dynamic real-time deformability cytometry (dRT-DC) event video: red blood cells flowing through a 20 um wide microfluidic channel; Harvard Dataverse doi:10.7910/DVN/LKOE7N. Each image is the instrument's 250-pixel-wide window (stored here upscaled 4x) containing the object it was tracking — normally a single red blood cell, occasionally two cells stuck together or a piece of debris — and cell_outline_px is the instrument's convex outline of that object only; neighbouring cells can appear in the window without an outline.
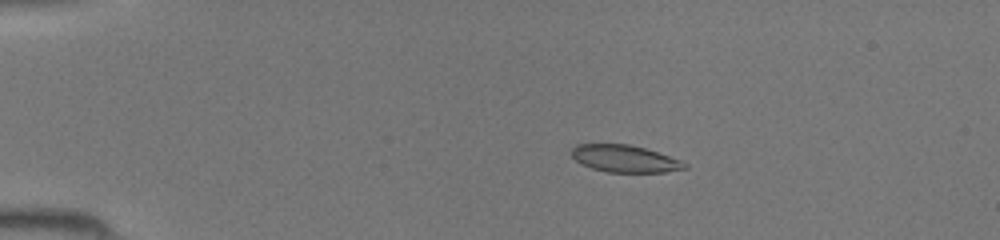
{"species": "common noctule bat (a hibernating species)", "species_latin": "Nyctalus noctula", "temperature_condition": "room temperature", "stored_images_in_passage": 46, "camera_frame_rate_fps": 3000, "um_per_image_px": 0.085, "animal": {"sex": "female", "body_mass_g": 19.5, "forearm_length_mm": 54.1}, "frame": {"image": 1, "passage_image": 9, "time_ms": 2.667, "image_size_px": [1000, 240], "cell_outline_px": [[688, 168], [664, 172], [608, 172], [592, 168], [580, 164], [568, 152], [576, 144], [628, 144], [644, 148], [680, 160], [688, 164]], "centroid_in_image_um": [53.06, 13.49], "position_along_channel_um": 31.9, "area_um2": 17.86}}
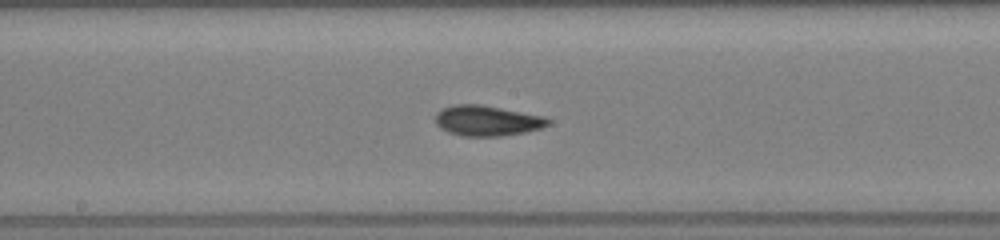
{"frame": {"image": 2, "passage_image": 25, "time_ms": 8.0, "image_size_px": [1000, 240], "cell_outline_px": [[552, 120], [548, 124], [540, 128], [524, 132], [504, 136], [460, 136], [448, 132], [440, 128], [436, 124], [436, 112], [440, 108], [456, 104], [484, 104], [544, 116]], "centroid_in_image_um": [41.38, 10.25], "position_along_channel_um": 206.8, "area_um2": 20.23}}
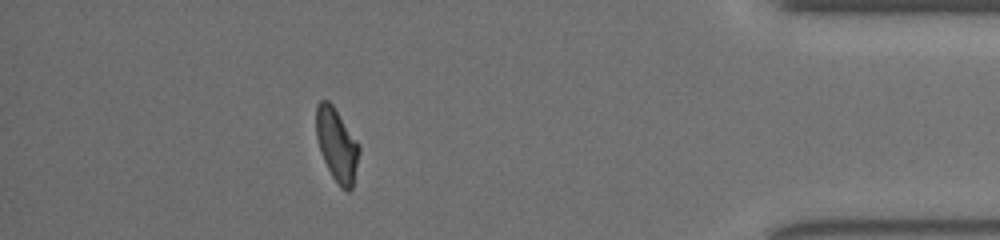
{"frame": {"image": 3, "passage_image": 41, "time_ms": 13.333, "image_size_px": [1000, 240], "cell_outline_px": [[360, 152], [352, 188], [348, 192], [340, 188], [332, 176], [324, 160], [316, 136], [316, 104], [320, 100], [328, 100], [332, 104], [360, 144]], "centroid_in_image_um": [28.64, 12.31], "position_along_channel_um": 406.6, "area_um2": 18.32}}